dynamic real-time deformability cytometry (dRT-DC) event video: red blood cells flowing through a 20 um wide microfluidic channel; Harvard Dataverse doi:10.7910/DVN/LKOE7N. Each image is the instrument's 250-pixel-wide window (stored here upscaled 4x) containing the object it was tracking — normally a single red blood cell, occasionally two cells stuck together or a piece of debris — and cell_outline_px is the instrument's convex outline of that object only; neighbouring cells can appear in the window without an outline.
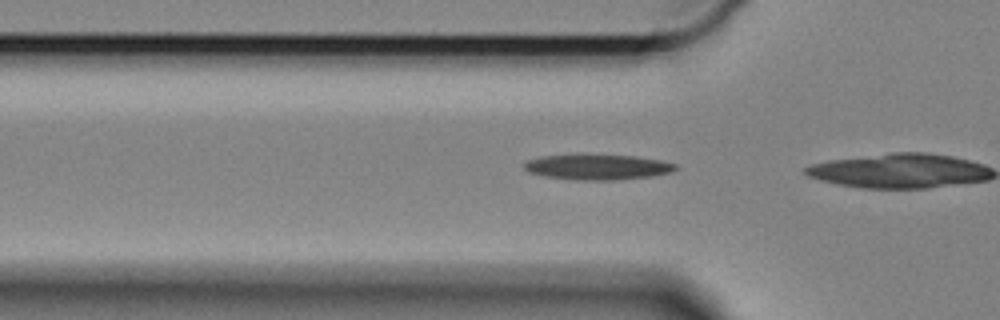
{"species": "Egyptian fruit bat (a non-hibernating species)", "species_latin": "Rousettus aegyptiacus", "temperature_condition": "cold", "stored_images_in_passage": 3, "camera_frame_rate_fps": 3000, "um_per_image_px": 0.085, "animal": {"sex": "female"}, "frame": {"image": 1, "passage_image": 2, "time_ms": 0.333, "image_size_px": [1000, 320], "cell_outline_px": [[680, 168], [672, 172], [652, 176], [616, 180], [576, 180], [544, 176], [528, 172], [524, 168], [524, 164], [528, 160], [540, 156], [580, 152], [584, 152], [636, 156], [664, 160], [676, 164]], "centroid_in_image_um": [50.8, 14.15], "position_along_channel_um": 75.0, "area_um2": 23.52}}